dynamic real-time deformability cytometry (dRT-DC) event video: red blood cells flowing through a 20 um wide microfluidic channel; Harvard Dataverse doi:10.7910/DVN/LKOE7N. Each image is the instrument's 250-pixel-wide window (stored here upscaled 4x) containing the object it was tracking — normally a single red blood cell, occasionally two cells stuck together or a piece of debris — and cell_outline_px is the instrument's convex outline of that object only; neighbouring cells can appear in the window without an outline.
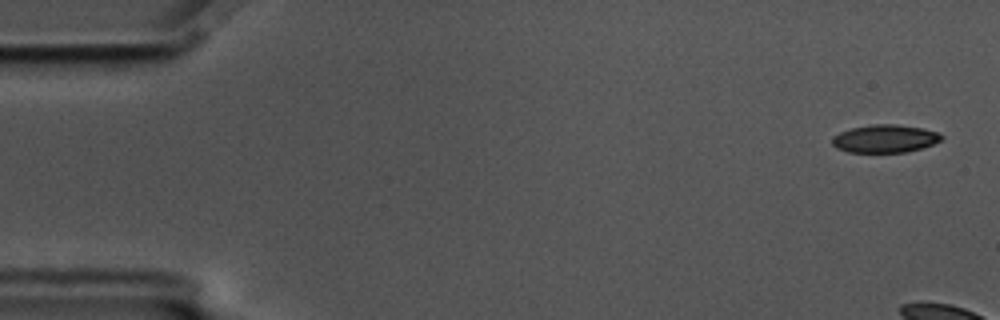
{"species": "common noctule bat (a hibernating species)", "species_latin": "Nyctalus noctula", "temperature_condition": "cold", "stored_images_in_passage": 8, "camera_frame_rate_fps": 3000, "um_per_image_px": 0.085, "animal": {"sex": "male", "body_mass_g": 17.5, "forearm_length_mm": 52.3}, "frame": {"image": 1, "passage_image": 2, "time_ms": 0.333, "image_size_px": [1000, 320], "cell_outline_px": [[944, 136], [940, 140], [932, 144], [920, 148], [904, 152], [848, 152], [836, 148], [832, 144], [832, 136], [840, 132], [852, 128], [872, 124], [896, 124], [920, 128], [936, 132]], "centroid_in_image_um": [75.17, 11.78], "position_along_channel_um": 9.8, "area_um2": 17.57}}